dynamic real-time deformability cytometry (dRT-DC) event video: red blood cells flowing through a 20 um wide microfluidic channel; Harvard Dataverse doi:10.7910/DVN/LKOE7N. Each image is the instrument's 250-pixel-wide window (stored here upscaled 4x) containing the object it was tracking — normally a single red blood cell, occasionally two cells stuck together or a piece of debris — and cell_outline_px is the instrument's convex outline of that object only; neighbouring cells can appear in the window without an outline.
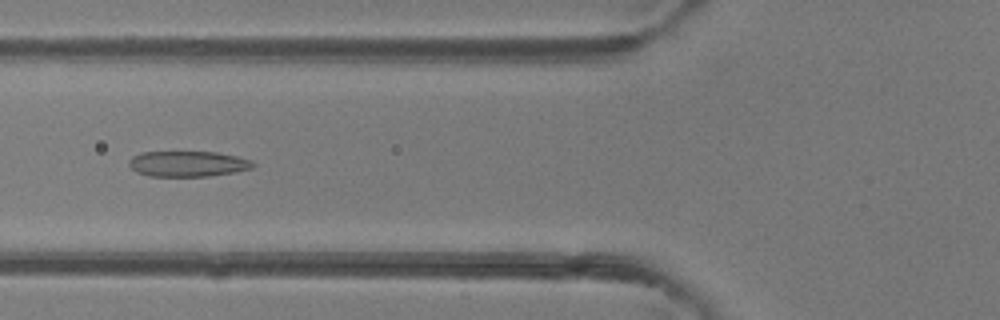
{"species": "common noctule bat (a hibernating species)", "species_latin": "Nyctalus noctula", "temperature_condition": "room temperature", "stored_images_in_passage": 37, "camera_frame_rate_fps": 3000, "um_per_image_px": 0.085, "animal": {"sex": "female"}, "frame": {"image": 1, "passage_image": 8, "time_ms": 2.333, "image_size_px": [1000, 320], "cell_outline_px": [[256, 164], [252, 168], [236, 172], [208, 176], [148, 176], [136, 172], [128, 164], [128, 160], [132, 156], [140, 152], [216, 152], [236, 156], [252, 160]], "centroid_in_image_um": [15.96, 13.92], "position_along_channel_um": 109.8, "area_um2": 18.61}}
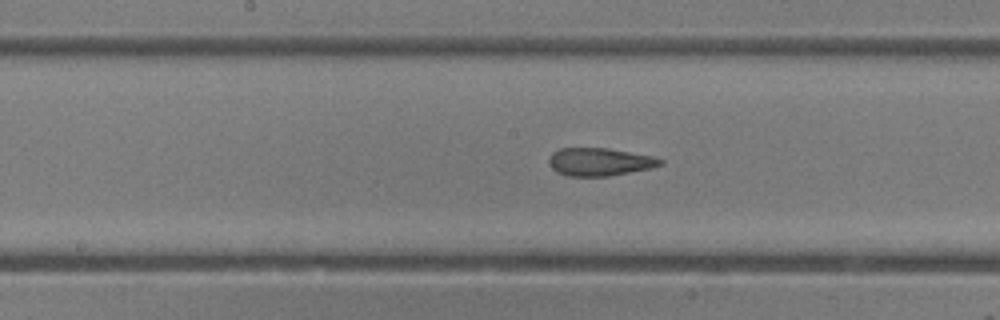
{"frame": {"image": 2, "passage_image": 14, "time_ms": 4.333, "image_size_px": [1000, 320], "cell_outline_px": [[664, 164], [652, 168], [608, 176], [568, 176], [556, 172], [552, 168], [548, 160], [552, 152], [560, 148], [608, 148], [652, 156], [664, 160]], "centroid_in_image_um": [50.97, 13.76], "position_along_channel_um": 197.2, "area_um2": 18.15}}
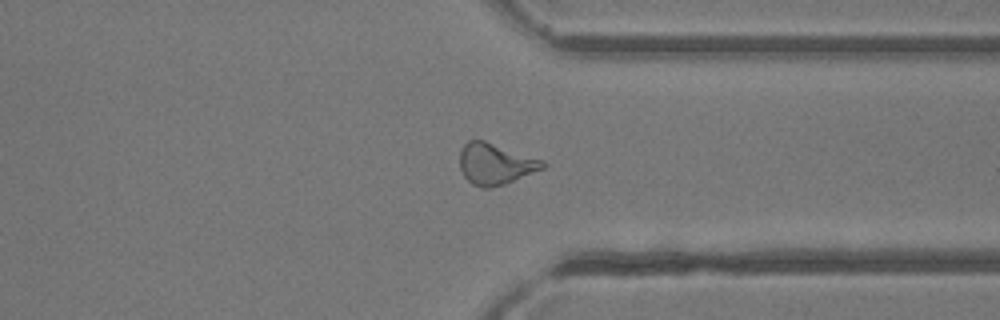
{"frame": {"image": 3, "passage_image": 26, "time_ms": 8.333, "image_size_px": [1000, 320], "cell_outline_px": [[548, 164], [544, 168], [504, 184], [488, 188], [480, 188], [472, 184], [464, 176], [460, 168], [460, 152], [464, 144], [468, 140], [484, 140], [544, 160]], "centroid_in_image_um": [42.11, 13.93], "position_along_channel_um": 369.3, "area_um2": 19.88}, "authors_computed_cell_mechanics": {"area_um2": 19.2474, "velocity_mm_per_s": 4.3347, "shape_relaxation_time_tau1_ms": 5.9731, "shape_relaxation_time_tau2_ms": 1.4733, "deformation_change_tau1": 0.1917, "deformation_change_tau2": 0.1155}}